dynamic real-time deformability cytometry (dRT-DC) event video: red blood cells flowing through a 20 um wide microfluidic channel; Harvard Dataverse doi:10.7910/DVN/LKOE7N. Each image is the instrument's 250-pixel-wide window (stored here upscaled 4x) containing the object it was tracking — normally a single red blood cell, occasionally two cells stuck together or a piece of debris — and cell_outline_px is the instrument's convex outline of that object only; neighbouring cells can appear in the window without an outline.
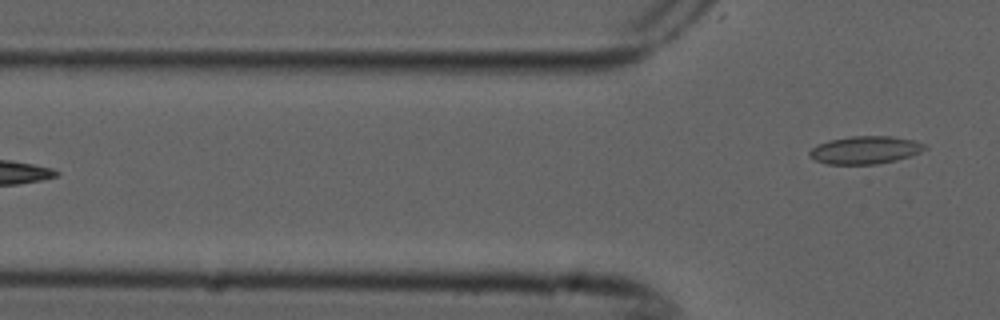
{"species": "common noctule bat (a hibernating species)", "species_latin": "Nyctalus noctula", "temperature_condition": "cold", "stored_images_in_passage": 6, "camera_frame_rate_fps": 3000, "um_per_image_px": 0.085, "animal": {"sex": "male", "forearm_length_mm": 52.5}, "frame": {"image": 1, "passage_image": 6, "time_ms": 1.667, "image_size_px": [1000, 320], "cell_outline_px": [[928, 148], [920, 152], [896, 160], [876, 164], [824, 164], [808, 156], [808, 152], [812, 148], [828, 140], [852, 136], [892, 136], [916, 140], [924, 144]], "centroid_in_image_um": [73.54, 12.75], "position_along_channel_um": 52.3, "area_um2": 18.67}}